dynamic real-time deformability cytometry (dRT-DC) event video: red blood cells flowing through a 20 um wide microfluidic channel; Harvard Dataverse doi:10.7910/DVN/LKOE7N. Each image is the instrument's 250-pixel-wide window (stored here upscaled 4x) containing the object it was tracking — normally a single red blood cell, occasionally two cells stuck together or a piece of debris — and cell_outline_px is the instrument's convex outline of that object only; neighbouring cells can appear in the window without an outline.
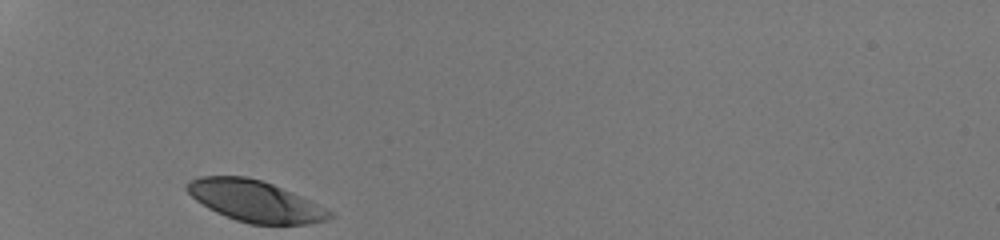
{"species": "human", "species_latin": "Homo sapiens", "temperature_condition": "room temperature", "stored_images_in_passage": 27, "camera_frame_rate_fps": 3000, "um_per_image_px": 0.085, "donor": {"sex": "male"}, "frame": {"image": 1, "passage_image": 1, "time_ms": 0.0, "image_size_px": [1000, 240], "cell_outline_px": [[332, 216], [328, 220], [312, 224], [252, 224], [236, 220], [216, 212], [208, 208], [196, 200], [184, 188], [184, 184], [188, 180], [200, 176], [248, 176], [272, 184], [292, 192], [332, 212]], "centroid_in_image_um": [21.63, 17.08], "position_along_channel_um": 63.4, "area_um2": 34.1}}
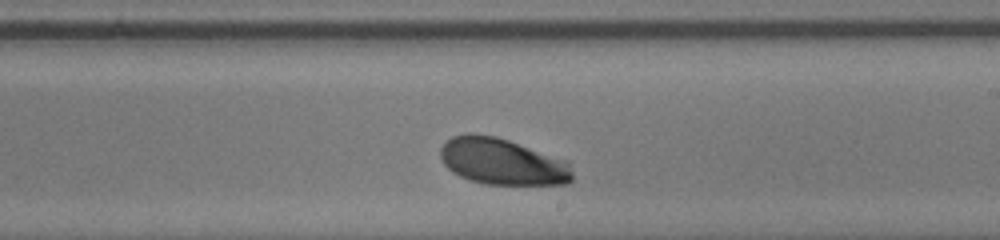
{"frame": {"image": 2, "passage_image": 16, "time_ms": 5.0, "image_size_px": [1000, 240], "cell_outline_px": [[572, 180], [568, 184], [484, 184], [460, 176], [452, 172], [444, 164], [440, 156], [440, 148], [444, 140], [452, 136], [468, 132], [472, 132], [496, 136], [568, 160], [572, 172]], "centroid_in_image_um": [42.67, 13.71], "position_along_channel_um": 246.3, "area_um2": 36.07}}
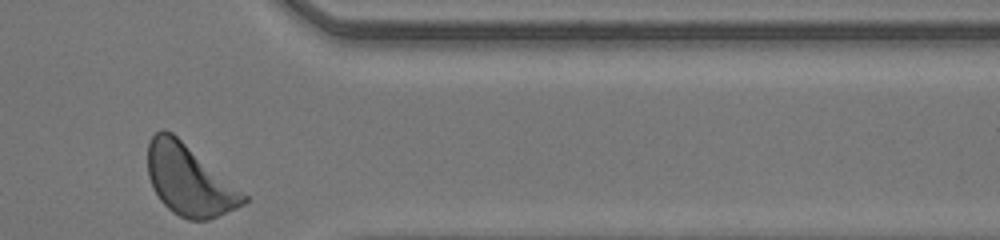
{"frame": {"image": 3, "passage_image": 27, "time_ms": 8.667, "image_size_px": [1000, 240], "cell_outline_px": [[248, 200], [244, 204], [236, 208], [208, 220], [188, 220], [172, 212], [160, 200], [152, 188], [148, 176], [148, 140], [160, 128], [164, 128], [172, 132], [248, 196]], "centroid_in_image_um": [16.05, 15.31], "position_along_channel_um": 395.4, "area_um2": 39.25}, "authors_computed_cell_mechanics": {"area_um2": 36.0672, "velocity_mm_per_s": 4.1686, "shape_relaxation_time_tau1_ms": 1.6666, "shape_relaxation_time_tau2_ms": null, "deformation_change_tau1": 0.1145, "deformation_change_tau2": null}}